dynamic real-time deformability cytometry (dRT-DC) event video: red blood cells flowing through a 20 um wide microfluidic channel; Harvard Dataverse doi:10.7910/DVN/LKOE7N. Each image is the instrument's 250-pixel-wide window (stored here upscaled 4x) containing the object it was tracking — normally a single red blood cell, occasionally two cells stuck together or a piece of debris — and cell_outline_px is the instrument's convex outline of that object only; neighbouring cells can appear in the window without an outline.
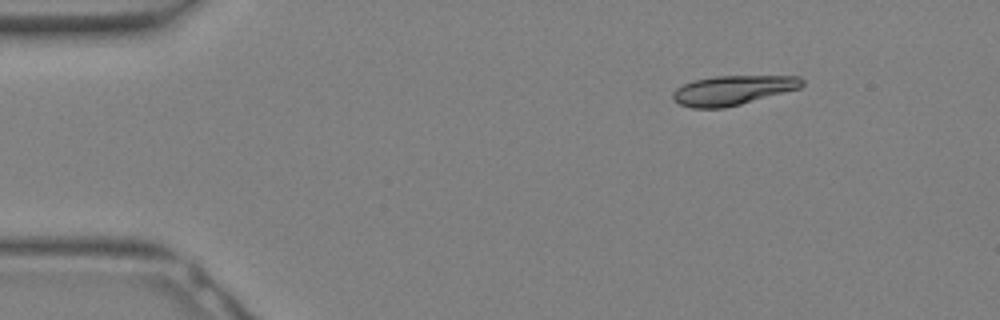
{"species": "Egyptian fruit bat (a non-hibernating species)", "species_latin": "Rousettus aegyptiacus", "temperature_condition": "warm", "stored_images_in_passage": 6, "camera_frame_rate_fps": 3000, "um_per_image_px": 0.085, "animal": {"sex": "female"}, "frame": {"image": 1, "passage_image": 1, "time_ms": 0.0, "image_size_px": [1000, 320], "cell_outline_px": [[804, 84], [800, 88], [740, 104], [724, 108], [692, 108], [680, 104], [672, 100], [672, 92], [676, 88], [692, 80], [716, 76], [800, 76], [804, 80]], "centroid_in_image_um": [62.26, 7.66], "position_along_channel_um": 22.7, "area_um2": 22.2}}